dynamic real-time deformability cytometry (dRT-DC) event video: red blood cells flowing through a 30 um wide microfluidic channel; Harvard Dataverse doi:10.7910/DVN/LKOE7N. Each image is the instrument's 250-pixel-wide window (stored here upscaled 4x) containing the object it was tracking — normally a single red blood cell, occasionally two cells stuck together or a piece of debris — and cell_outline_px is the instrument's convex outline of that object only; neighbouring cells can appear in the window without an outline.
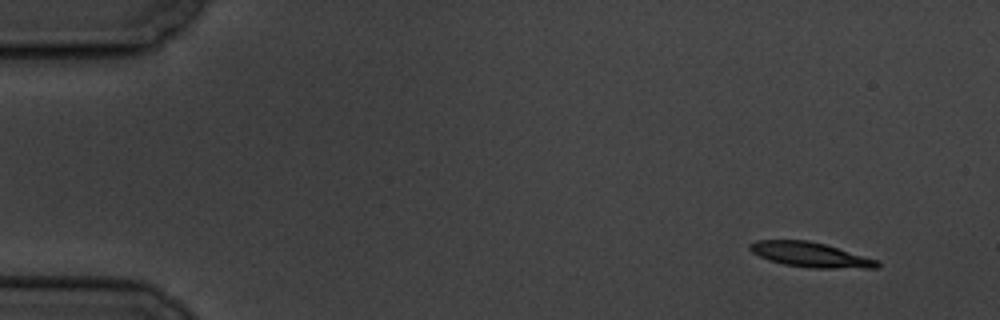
{"species": "common noctule bat (a hibernating species)", "species_latin": "Nyctalus noctula", "temperature_condition": "cold", "stored_images_in_passage": 6, "camera_frame_rate_fps": 3000, "um_per_image_px": 0.085, "animal": {"sex": "male", "body_mass_g": 19.5, "forearm_length_mm": 54.6}, "frame": {"image": 1, "passage_image": 1, "time_ms": 0.0, "image_size_px": [1000, 320], "cell_outline_px": [[880, 268], [808, 268], [784, 264], [768, 260], [752, 252], [748, 248], [748, 244], [756, 240], [808, 240], [824, 244], [880, 260]], "centroid_in_image_um": [68.9, 21.65], "position_along_channel_um": 16.1, "area_um2": 18.55}}
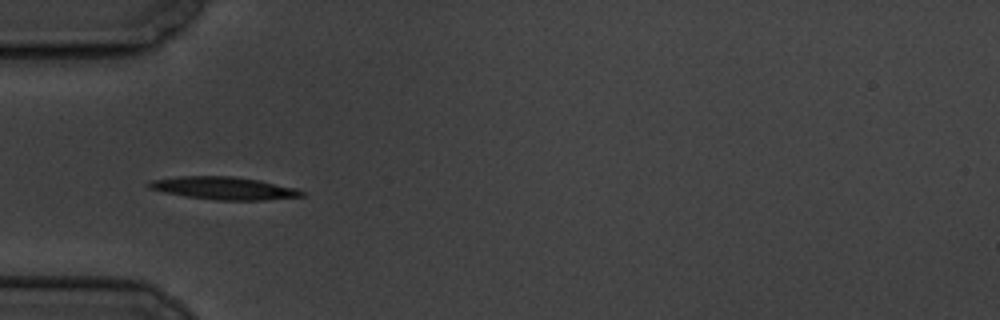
{"frame": {"image": 2, "passage_image": 5, "time_ms": 4.667, "image_size_px": [1000, 320], "cell_outline_px": [[304, 196], [264, 200], [216, 200], [184, 196], [164, 192], [148, 188], [148, 184], [152, 180], [180, 176], [232, 176], [260, 180], [296, 188], [304, 192]], "centroid_in_image_um": [19.04, 15.99], "position_along_channel_um": 66.0, "area_um2": 20.11}}
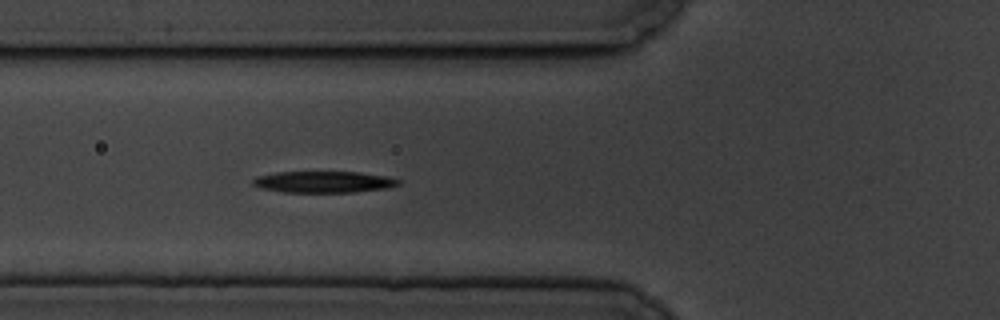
{"frame": {"image": 3, "passage_image": 6, "time_ms": 5.667, "image_size_px": [1000, 320], "cell_outline_px": [[400, 184], [388, 188], [352, 192], [284, 192], [260, 188], [252, 184], [252, 180], [256, 176], [276, 172], [360, 172], [388, 176], [400, 180]], "centroid_in_image_um": [27.51, 15.46], "position_along_channel_um": 98.3, "area_um2": 18.26}}